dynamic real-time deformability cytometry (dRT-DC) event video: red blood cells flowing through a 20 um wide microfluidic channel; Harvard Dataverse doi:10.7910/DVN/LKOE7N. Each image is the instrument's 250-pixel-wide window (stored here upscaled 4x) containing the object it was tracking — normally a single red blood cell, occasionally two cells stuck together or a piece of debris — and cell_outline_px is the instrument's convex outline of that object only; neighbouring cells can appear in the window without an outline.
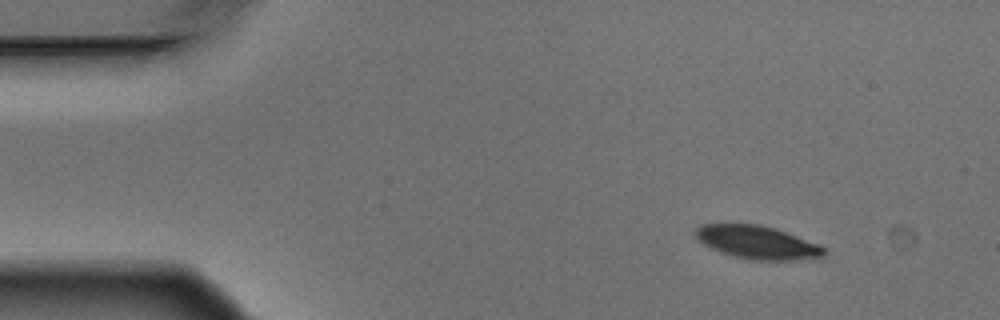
{"species": "Egyptian fruit bat (a non-hibernating species)", "species_latin": "Rousettus aegyptiacus", "temperature_condition": "warm", "stored_images_in_passage": 6, "camera_frame_rate_fps": 3000, "um_per_image_px": 0.085, "animal": {"sex": "male"}, "frame": {"image": 1, "passage_image": 2, "time_ms": 0.333, "image_size_px": [1000, 320], "cell_outline_px": [[828, 252], [824, 256], [792, 260], [752, 260], [732, 256], [720, 252], [704, 244], [696, 236], [696, 228], [700, 224], [760, 224], [820, 244]], "centroid_in_image_um": [64.38, 20.6], "position_along_channel_um": 20.6, "area_um2": 24.57}}
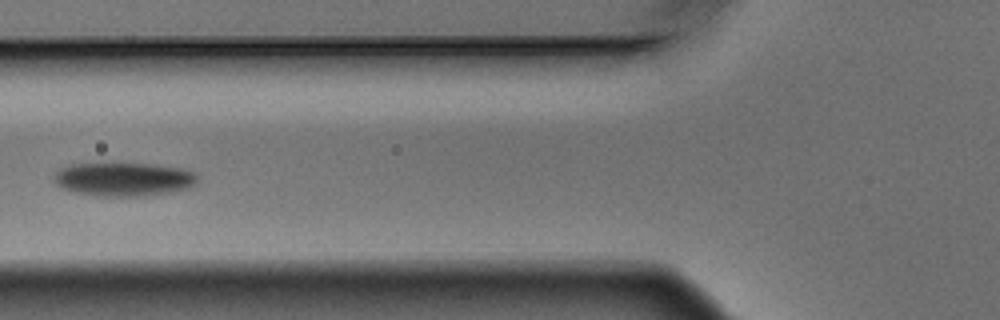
{"frame": {"image": 2, "passage_image": 6, "time_ms": 1.667, "image_size_px": [1000, 320], "cell_outline_px": [[200, 176], [196, 184], [188, 188], [168, 192], [144, 196], [96, 196], [72, 192], [60, 188], [52, 180], [52, 176], [60, 168], [72, 164], [156, 164], [180, 168], [196, 172]], "centroid_in_image_um": [10.5, 15.24], "position_along_channel_um": 115.3, "area_um2": 28.44}}